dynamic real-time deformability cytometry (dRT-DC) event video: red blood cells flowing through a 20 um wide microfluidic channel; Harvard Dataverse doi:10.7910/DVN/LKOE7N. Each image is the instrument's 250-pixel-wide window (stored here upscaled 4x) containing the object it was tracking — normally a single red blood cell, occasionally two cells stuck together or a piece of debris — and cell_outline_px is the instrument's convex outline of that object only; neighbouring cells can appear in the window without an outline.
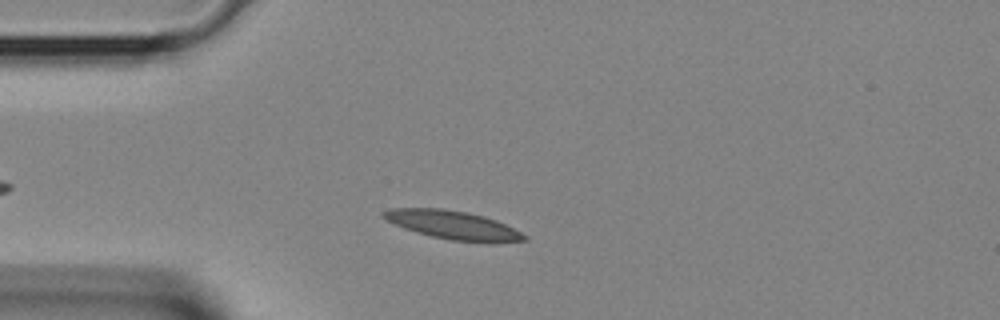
{"species": "Egyptian fruit bat (a non-hibernating species)", "species_latin": "Rousettus aegyptiacus", "temperature_condition": "room temperature", "stored_images_in_passage": 30, "camera_frame_rate_fps": 3000, "um_per_image_px": 0.085, "animal": {"sex": "female"}, "frame": {"image": 1, "passage_image": 5, "time_ms": 1.333, "image_size_px": [1000, 320], "cell_outline_px": [[528, 240], [452, 240], [432, 236], [416, 232], [404, 228], [380, 216], [384, 212], [392, 208], [440, 208], [468, 212], [484, 216], [496, 220], [528, 236]], "centroid_in_image_um": [38.42, 19.08], "position_along_channel_um": 46.6, "area_um2": 22.37}}
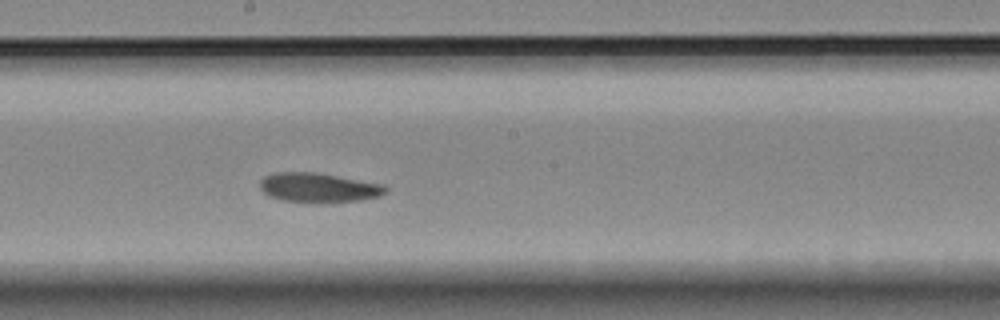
{"frame": {"image": 2, "passage_image": 16, "time_ms": 5.0, "image_size_px": [1000, 320], "cell_outline_px": [[388, 188], [380, 196], [360, 200], [280, 200], [268, 196], [260, 188], [260, 180], [264, 176], [272, 172], [316, 172], [384, 184]], "centroid_in_image_um": [27.04, 15.89], "position_along_channel_um": 221.2, "area_um2": 20.87}}
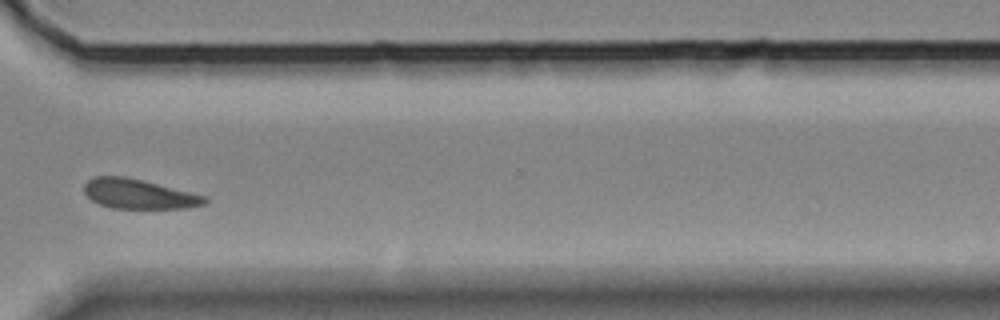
{"frame": {"image": 3, "passage_image": 24, "time_ms": 7.667, "image_size_px": [1000, 320], "cell_outline_px": [[208, 204], [184, 208], [112, 208], [100, 204], [92, 200], [84, 192], [84, 184], [88, 180], [96, 176], [124, 176], [208, 196]], "centroid_in_image_um": [11.82, 16.49], "position_along_channel_um": 358.8, "area_um2": 20.75}}